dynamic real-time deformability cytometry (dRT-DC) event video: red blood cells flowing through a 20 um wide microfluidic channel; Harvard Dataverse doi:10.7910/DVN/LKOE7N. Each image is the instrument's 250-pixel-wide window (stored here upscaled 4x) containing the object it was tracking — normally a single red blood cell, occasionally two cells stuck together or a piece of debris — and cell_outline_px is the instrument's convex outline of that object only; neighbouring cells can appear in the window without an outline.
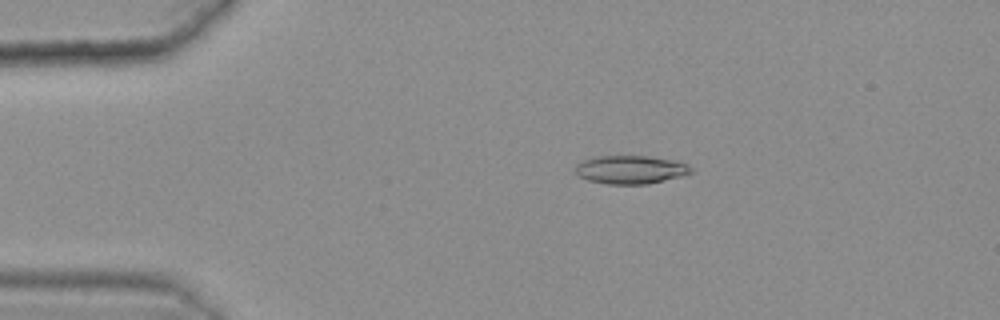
{"species": "common noctule bat (a hibernating species)", "species_latin": "Nyctalus noctula", "temperature_condition": "warm", "stored_images_in_passage": 49, "camera_frame_rate_fps": 3000, "um_per_image_px": 0.085, "animal": {"sex": "female", "body_mass_g": 25.1}, "frame": {"image": 1, "passage_image": 11, "time_ms": 3.333, "image_size_px": [1000, 320], "cell_outline_px": [[692, 172], [680, 176], [648, 184], [608, 184], [588, 180], [576, 176], [572, 168], [576, 164], [584, 160], [596, 156], [648, 156], [676, 160], [688, 164], [692, 168]], "centroid_in_image_um": [53.55, 14.41], "position_along_channel_um": 31.5, "area_um2": 19.31}}
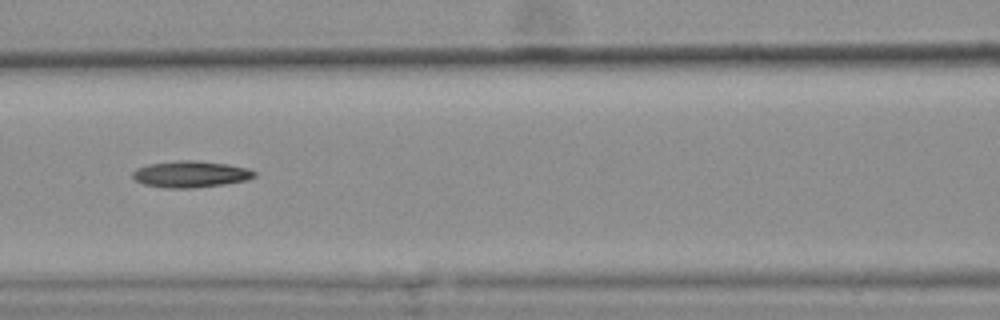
{"frame": {"image": 2, "passage_image": 25, "time_ms": 8.0, "image_size_px": [1000, 320], "cell_outline_px": [[256, 176], [244, 180], [224, 184], [192, 188], [164, 188], [144, 184], [136, 180], [132, 176], [132, 172], [136, 168], [148, 164], [176, 160], [196, 160], [228, 164], [248, 168], [256, 172]], "centroid_in_image_um": [16.18, 14.79], "position_along_channel_um": 150.4, "area_um2": 18.84}}
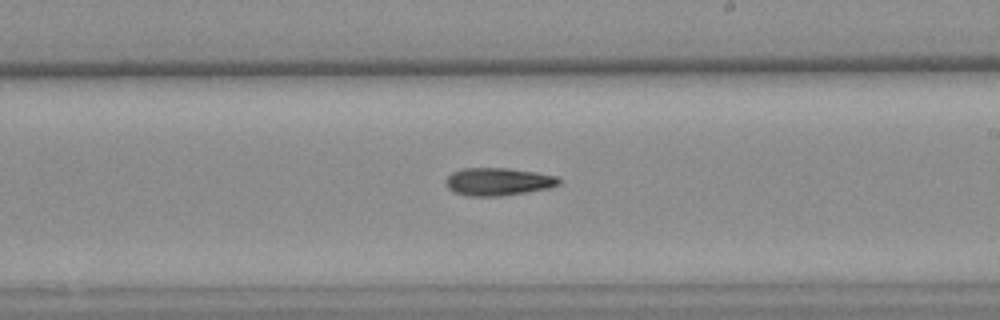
{"frame": {"image": 3, "passage_image": 33, "time_ms": 10.667, "image_size_px": [1000, 320], "cell_outline_px": [[560, 184], [548, 188], [500, 196], [468, 196], [452, 192], [444, 184], [444, 180], [452, 172], [464, 168], [508, 168], [536, 172], [556, 176], [560, 180]], "centroid_in_image_um": [42.28, 15.44], "position_along_channel_um": 246.7, "area_um2": 18.32}}